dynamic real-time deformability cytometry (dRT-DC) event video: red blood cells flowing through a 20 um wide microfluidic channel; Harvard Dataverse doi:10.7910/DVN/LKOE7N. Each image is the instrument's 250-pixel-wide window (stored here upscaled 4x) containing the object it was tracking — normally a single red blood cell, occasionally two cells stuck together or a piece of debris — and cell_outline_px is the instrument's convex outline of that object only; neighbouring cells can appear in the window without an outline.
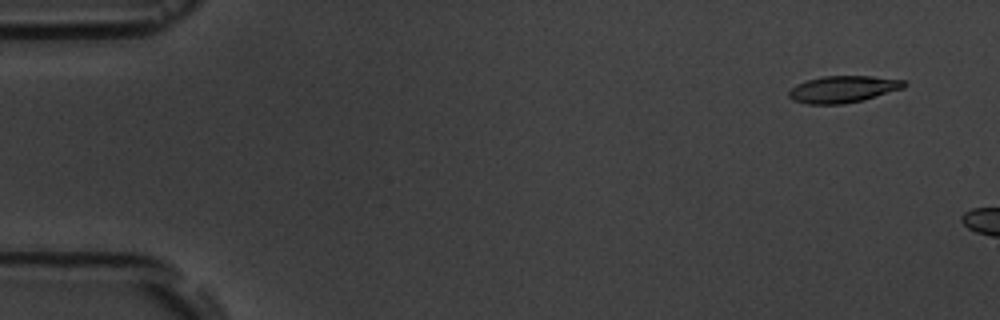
{"species": "common noctule bat (a hibernating species)", "species_latin": "Nyctalus noctula", "temperature_condition": "room temperature", "stored_images_in_passage": 6, "segment_of_instrument_passage": [2, 2], "camera_frame_rate_fps": 3000, "um_per_image_px": 0.085, "animal": {"sex": "male", "body_mass_g": 19.5, "forearm_length_mm": 54.6}, "frame": {"image": 1, "passage_image": 6, "time_ms": 5.667, "image_size_px": [1000, 320], "cell_outline_px": [[908, 84], [904, 88], [864, 100], [844, 104], [808, 104], [792, 100], [788, 96], [788, 92], [796, 84], [820, 76], [872, 76], [904, 80]], "centroid_in_image_um": [71.67, 7.58], "position_along_channel_um": 13.3, "area_um2": 18.15}}